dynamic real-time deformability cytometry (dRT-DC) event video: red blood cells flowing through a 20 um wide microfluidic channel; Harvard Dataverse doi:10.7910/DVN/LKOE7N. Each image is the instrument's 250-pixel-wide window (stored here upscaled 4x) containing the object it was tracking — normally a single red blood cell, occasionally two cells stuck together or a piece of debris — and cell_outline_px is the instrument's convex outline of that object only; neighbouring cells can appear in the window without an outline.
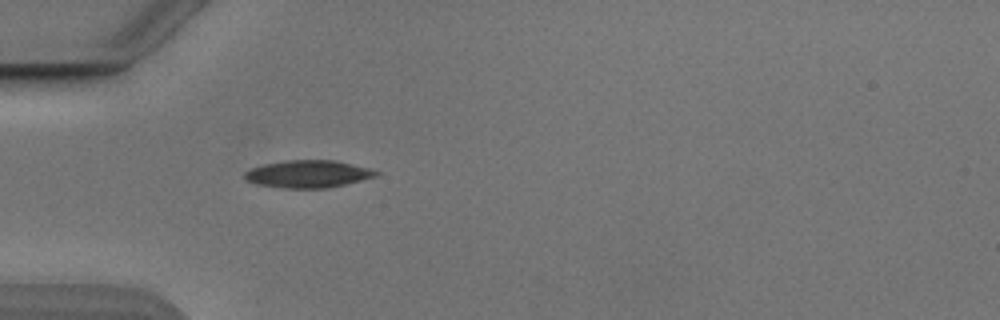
{"species": "Egyptian fruit bat (a non-hibernating species)", "species_latin": "Rousettus aegyptiacus", "temperature_condition": "cold", "stored_images_in_passage": 37, "camera_frame_rate_fps": 3000, "um_per_image_px": 0.085, "animal": {"sex": "male"}, "frame": {"image": 1, "passage_image": 1, "time_ms": 0.0, "image_size_px": [1000, 320], "cell_outline_px": [[380, 172], [376, 176], [328, 188], [284, 188], [256, 184], [244, 180], [244, 172], [252, 168], [264, 164], [284, 160], [336, 160], [372, 168]], "centroid_in_image_um": [26.18, 14.78], "position_along_channel_um": 58.8, "area_um2": 21.1}}
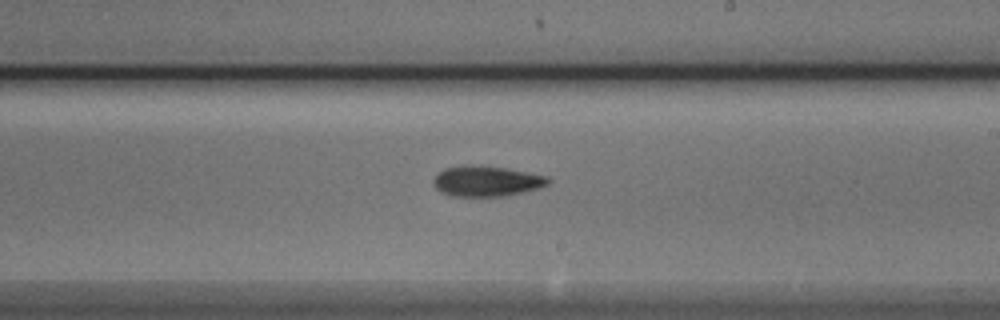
{"frame": {"image": 2, "passage_image": 16, "time_ms": 5.0, "image_size_px": [1000, 320], "cell_outline_px": [[552, 180], [548, 184], [540, 188], [508, 196], [452, 196], [440, 192], [436, 188], [432, 180], [436, 172], [444, 168], [460, 164], [472, 164], [508, 168], [548, 176]], "centroid_in_image_um": [41.34, 15.38], "position_along_channel_um": 247.7, "area_um2": 20.98}}
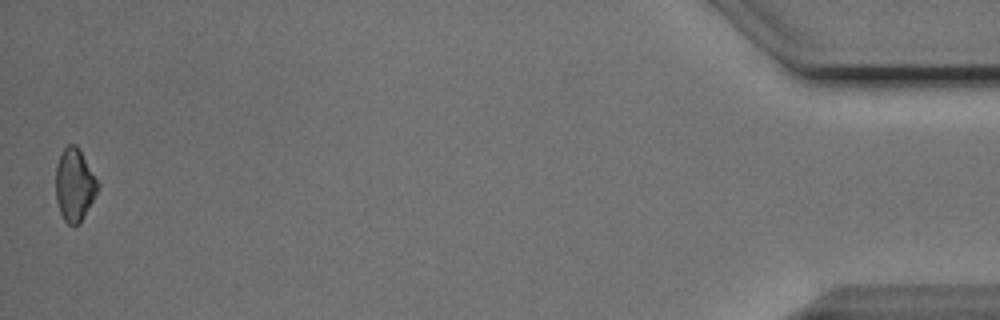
{"frame": {"image": 3, "passage_image": 37, "time_ms": 12.0, "image_size_px": [1000, 320], "cell_outline_px": [[100, 184], [80, 224], [68, 224], [64, 220], [60, 212], [56, 200], [56, 164], [64, 148], [68, 144], [76, 144], [80, 148]], "centroid_in_image_um": [6.33, 15.68], "position_along_channel_um": 428.9, "area_um2": 17.74}, "authors_computed_cell_mechanics": {"area_um2": 19.3052, "velocity_mm_per_s": 3.8934, "shape_relaxation_time_tau1_ms": 3.9333, "shape_relaxation_time_tau2_ms": null, "deformation_change_tau1": 0.0951, "deformation_change_tau2": null}}